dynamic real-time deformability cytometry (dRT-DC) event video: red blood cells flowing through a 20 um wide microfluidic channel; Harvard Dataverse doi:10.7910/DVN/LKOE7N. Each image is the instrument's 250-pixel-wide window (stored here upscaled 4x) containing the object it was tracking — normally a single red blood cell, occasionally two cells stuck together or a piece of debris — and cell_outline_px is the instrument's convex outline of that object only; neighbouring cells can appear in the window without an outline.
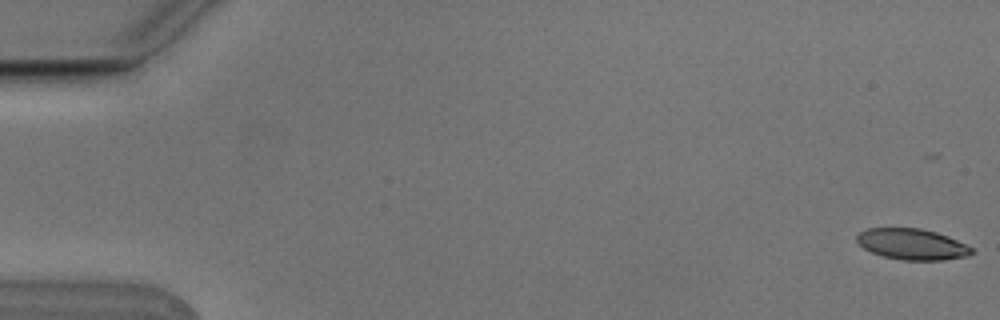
{"species": "Egyptian fruit bat (a non-hibernating species)", "species_latin": "Rousettus aegyptiacus", "temperature_condition": "cold", "stored_images_in_passage": 10, "camera_frame_rate_fps": 3000, "um_per_image_px": 0.085, "animal": {"sex": "male"}, "frame": {"image": 1, "passage_image": 1, "time_ms": 0.0, "image_size_px": [1000, 320], "cell_outline_px": [[976, 252], [968, 256], [944, 260], [900, 260], [884, 256], [872, 252], [864, 248], [856, 240], [856, 236], [860, 232], [868, 228], [920, 228], [936, 232], [948, 236], [972, 248]], "centroid_in_image_um": [77.54, 20.76], "position_along_channel_um": 7.5, "area_um2": 20.69}}
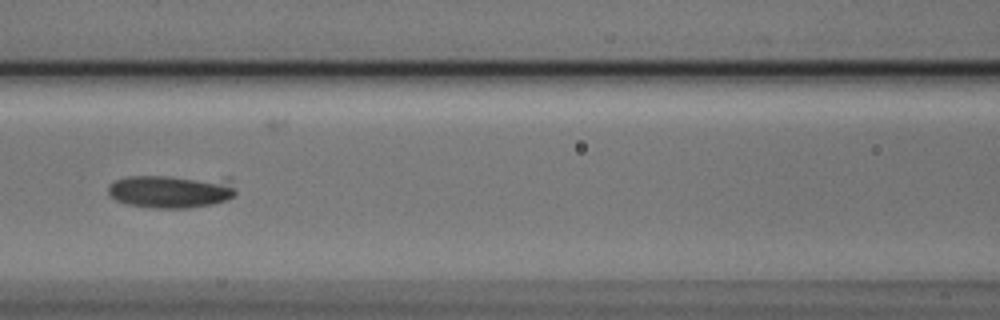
{"frame": {"image": 2, "passage_image": 7, "time_ms": 2.0, "image_size_px": [1000, 320], "cell_outline_px": [[236, 192], [232, 196], [224, 200], [212, 204], [188, 208], [152, 208], [128, 204], [116, 200], [108, 192], [108, 184], [116, 180], [128, 176], [232, 176], [236, 188]], "centroid_in_image_um": [14.64, 16.22], "position_along_channel_um": 152.0, "area_um2": 25.49}}
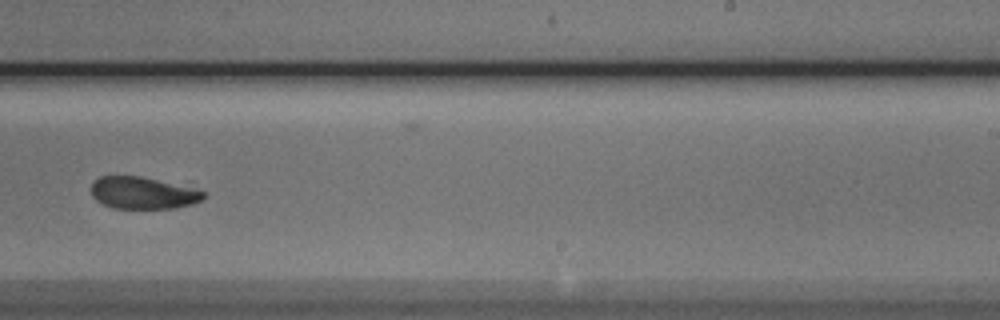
{"frame": {"image": 3, "passage_image": 10, "time_ms": 3.0, "image_size_px": [1000, 320], "cell_outline_px": [[204, 196], [200, 200], [192, 204], [176, 208], [112, 208], [96, 200], [92, 196], [92, 180], [100, 176], [140, 176], [204, 192]], "centroid_in_image_um": [12.06, 16.41], "position_along_channel_um": 276.9, "area_um2": 20.46}}